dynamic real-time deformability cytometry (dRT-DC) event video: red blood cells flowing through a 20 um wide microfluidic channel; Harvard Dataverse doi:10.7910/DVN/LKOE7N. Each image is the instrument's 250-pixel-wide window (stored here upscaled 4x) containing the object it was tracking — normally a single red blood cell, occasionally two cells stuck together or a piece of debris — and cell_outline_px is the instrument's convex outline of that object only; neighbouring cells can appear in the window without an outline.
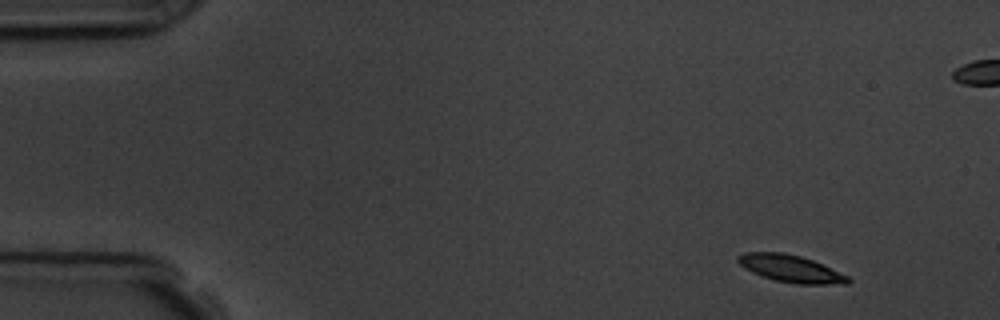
{"species": "common noctule bat (a hibernating species)", "species_latin": "Nyctalus noctula", "temperature_condition": "room temperature", "stored_images_in_passage": 5, "camera_frame_rate_fps": 3000, "um_per_image_px": 0.085, "animal": {"sex": "male", "body_mass_g": 19.5, "forearm_length_mm": 54.6}, "frame": {"image": 1, "passage_image": 1, "time_ms": 0.0, "image_size_px": [1000, 320], "cell_outline_px": [[852, 280], [848, 284], [796, 284], [776, 280], [752, 272], [744, 268], [736, 260], [736, 256], [744, 252], [784, 252], [800, 256], [812, 260], [848, 276]], "centroid_in_image_um": [67.19, 22.83], "position_along_channel_um": 17.8, "area_um2": 17.34}}